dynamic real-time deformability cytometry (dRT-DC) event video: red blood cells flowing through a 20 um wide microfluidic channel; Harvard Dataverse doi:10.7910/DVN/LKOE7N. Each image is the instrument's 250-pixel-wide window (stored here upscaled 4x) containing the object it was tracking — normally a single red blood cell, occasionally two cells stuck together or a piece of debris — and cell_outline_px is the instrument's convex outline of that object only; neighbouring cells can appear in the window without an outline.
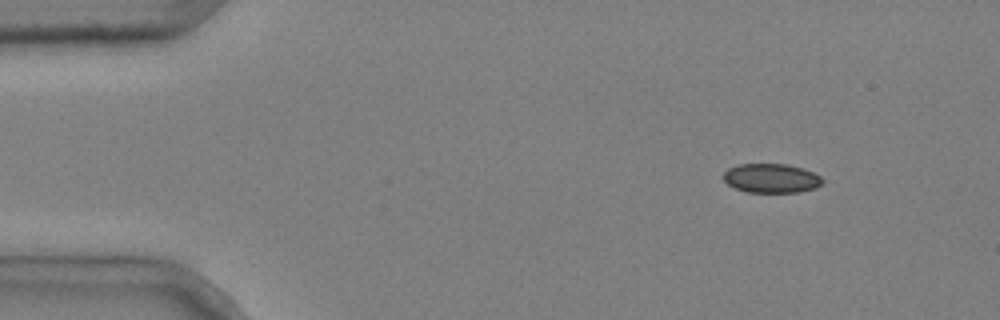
{"species": "common noctule bat (a hibernating species)", "species_latin": "Nyctalus noctula", "temperature_condition": "cold", "stored_images_in_passage": 8, "camera_frame_rate_fps": 3000, "um_per_image_px": 0.085, "animal": {"sex": "male", "body_mass_g": 20.4}, "frame": {"image": 1, "passage_image": 2, "time_ms": 0.333, "image_size_px": [1000, 320], "cell_outline_px": [[824, 184], [816, 188], [800, 192], [748, 192], [736, 188], [728, 184], [724, 180], [724, 172], [728, 168], [736, 164], [788, 164], [804, 168], [820, 176], [824, 180]], "centroid_in_image_um": [65.6, 15.14], "position_along_channel_um": 19.4, "area_um2": 16.99}}
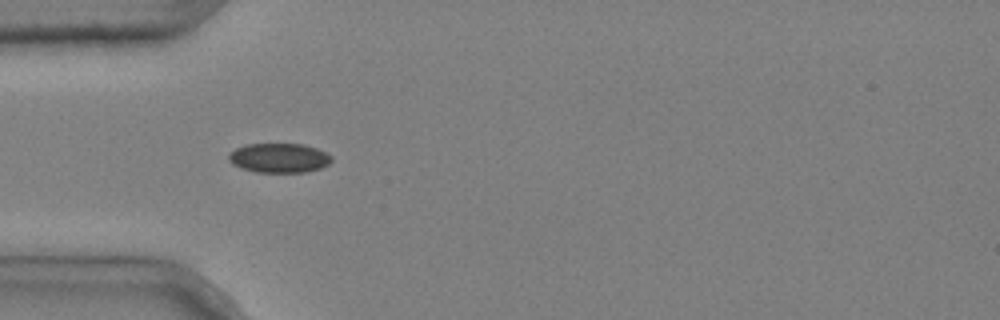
{"frame": {"image": 2, "passage_image": 5, "time_ms": 1.333, "image_size_px": [1000, 320], "cell_outline_px": [[332, 160], [328, 164], [320, 168], [304, 172], [256, 172], [240, 168], [232, 164], [228, 160], [228, 156], [236, 148], [248, 144], [300, 144], [316, 148], [332, 156]], "centroid_in_image_um": [23.7, 13.43], "position_along_channel_um": 61.3, "area_um2": 17.51}}